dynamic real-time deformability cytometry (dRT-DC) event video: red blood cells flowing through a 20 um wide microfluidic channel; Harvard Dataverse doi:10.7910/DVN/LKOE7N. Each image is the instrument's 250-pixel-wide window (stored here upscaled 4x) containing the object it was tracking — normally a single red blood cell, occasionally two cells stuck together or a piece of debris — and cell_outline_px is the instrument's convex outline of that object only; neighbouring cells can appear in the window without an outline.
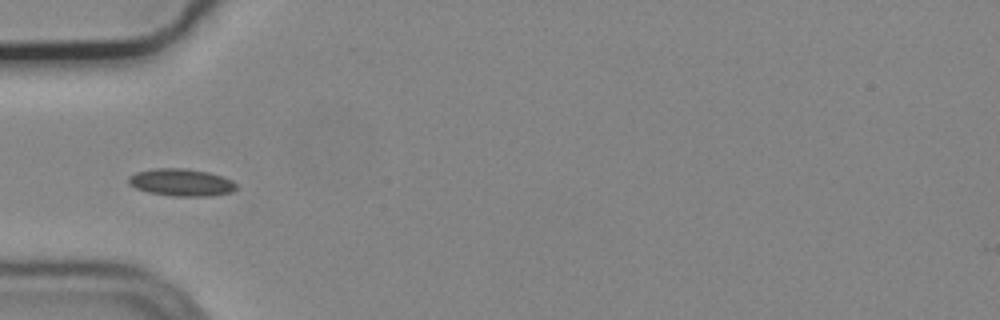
{"species": "common noctule bat (a hibernating species)", "species_latin": "Nyctalus noctula", "temperature_condition": "cold", "stored_images_in_passage": 3, "camera_frame_rate_fps": 3000, "um_per_image_px": 0.085, "animal": {"sex": "male", "body_mass_g": 19.2, "forearm_length_mm": 51.8}, "frame": {"image": 1, "passage_image": 1, "time_ms": 0.0, "image_size_px": [1000, 320], "cell_outline_px": [[236, 188], [232, 192], [208, 196], [172, 196], [148, 192], [136, 188], [128, 180], [128, 176], [136, 172], [152, 168], [184, 168], [208, 172], [232, 180], [236, 184]], "centroid_in_image_um": [15.4, 15.5], "position_along_channel_um": 69.6, "area_um2": 17.05}}